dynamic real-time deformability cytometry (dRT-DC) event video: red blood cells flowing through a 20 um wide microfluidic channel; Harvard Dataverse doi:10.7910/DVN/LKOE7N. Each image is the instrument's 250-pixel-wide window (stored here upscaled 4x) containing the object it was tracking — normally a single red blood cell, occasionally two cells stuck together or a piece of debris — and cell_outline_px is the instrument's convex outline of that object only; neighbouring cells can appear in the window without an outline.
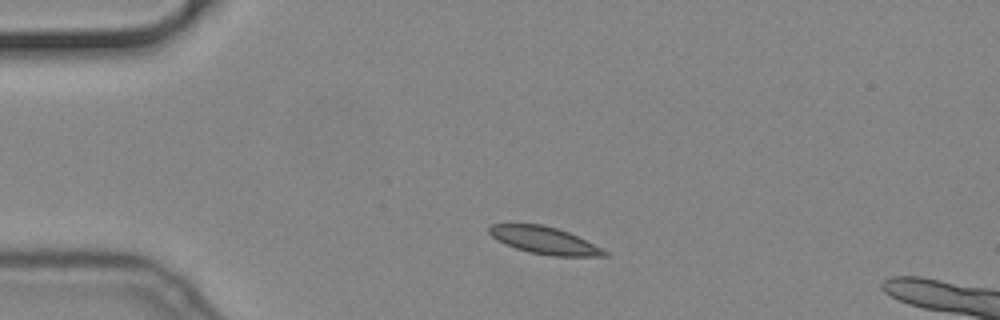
{"species": "common noctule bat (a hibernating species)", "species_latin": "Nyctalus noctula", "temperature_condition": "cold", "stored_images_in_passage": 5, "camera_frame_rate_fps": 3000, "um_per_image_px": 0.085, "animal": {"sex": "male", "body_mass_g": 19.2, "forearm_length_mm": 51.8}, "frame": {"image": 1, "passage_image": 3, "time_ms": 0.667, "image_size_px": [1000, 320], "cell_outline_px": [[608, 256], [552, 256], [528, 252], [504, 244], [496, 240], [488, 232], [488, 228], [492, 224], [540, 224], [556, 228], [568, 232], [608, 252]], "centroid_in_image_um": [46.22, 20.43], "position_along_channel_um": 38.8, "area_um2": 18.03}}